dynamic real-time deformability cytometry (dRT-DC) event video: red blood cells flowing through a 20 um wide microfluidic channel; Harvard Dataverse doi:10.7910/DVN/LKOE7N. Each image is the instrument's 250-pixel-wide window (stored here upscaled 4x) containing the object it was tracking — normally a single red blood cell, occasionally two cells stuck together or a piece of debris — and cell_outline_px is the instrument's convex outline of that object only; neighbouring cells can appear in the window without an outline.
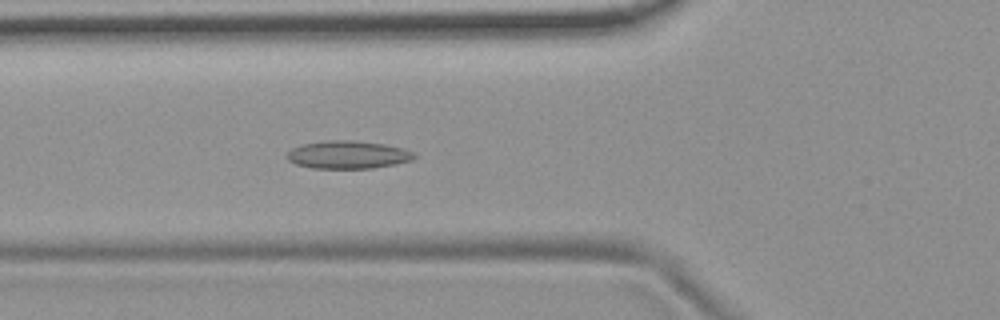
{"species": "common noctule bat (a hibernating species)", "species_latin": "Nyctalus noctula", "temperature_condition": "room temperature", "stored_images_in_passage": 46, "camera_frame_rate_fps": 3000, "um_per_image_px": 0.085, "animal": {"sex": "female", "body_mass_g": 19.9}, "frame": {"image": 1, "passage_image": 12, "time_ms": 3.667, "image_size_px": [1000, 320], "cell_outline_px": [[416, 156], [412, 160], [396, 164], [372, 168], [312, 168], [296, 164], [288, 160], [284, 156], [292, 148], [300, 144], [328, 140], [352, 140], [384, 144], [404, 148], [412, 152]], "centroid_in_image_um": [29.54, 13.15], "position_along_channel_um": 96.3, "area_um2": 20.75}}
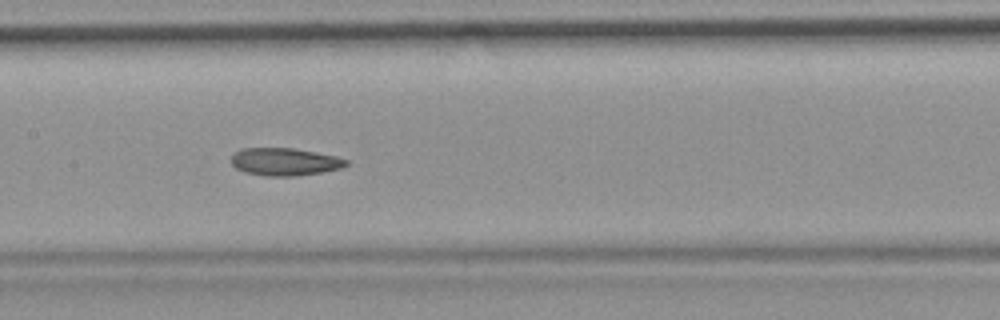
{"frame": {"image": 2, "passage_image": 19, "time_ms": 6.0, "image_size_px": [1000, 320], "cell_outline_px": [[348, 164], [344, 168], [320, 172], [292, 176], [264, 176], [244, 172], [236, 168], [232, 164], [232, 156], [240, 148], [292, 148], [316, 152], [336, 156], [348, 160]], "centroid_in_image_um": [24.21, 13.75], "position_along_channel_um": 183.2, "area_um2": 18.5}}
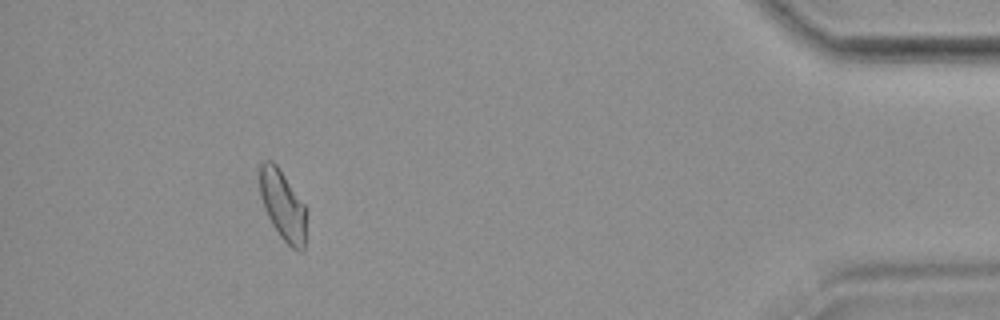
{"frame": {"image": 3, "passage_image": 42, "time_ms": 13.667, "image_size_px": [1000, 320], "cell_outline_px": [[308, 212], [304, 248], [300, 252], [292, 248], [280, 236], [272, 224], [264, 208], [260, 196], [260, 164], [264, 160], [272, 160], [276, 164], [308, 208]], "centroid_in_image_um": [24.08, 17.46], "position_along_channel_um": 411.1, "area_um2": 19.31}, "authors_computed_cell_mechanics": {"area_um2": 19.0451, "velocity_mm_per_s": 3.7234, "shape_relaxation_time_tau1_ms": null, "shape_relaxation_time_tau2_ms": 3.5537, "deformation_change_tau1": null, "deformation_change_tau2": 0.0915}}